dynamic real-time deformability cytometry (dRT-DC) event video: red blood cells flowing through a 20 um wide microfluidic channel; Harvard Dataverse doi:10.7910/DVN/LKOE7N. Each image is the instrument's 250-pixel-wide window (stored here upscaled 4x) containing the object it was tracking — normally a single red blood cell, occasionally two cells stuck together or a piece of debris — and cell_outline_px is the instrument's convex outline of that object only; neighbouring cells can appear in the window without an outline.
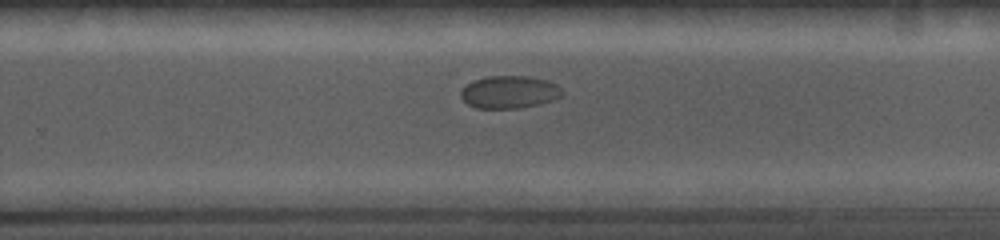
{"species": "common noctule bat (a hibernating species)", "species_latin": "Nyctalus noctula", "temperature_condition": "cold", "stored_images_in_passage": 19, "camera_frame_rate_fps": 5000, "um_per_image_px": 0.085, "animal": {"sex": "female", "body_mass_g": 19.0, "forearm_length_mm": 56.7}, "frame": {"image": 1, "passage_image": 16, "time_ms": 6.2, "image_size_px": [1000, 240], "cell_outline_px": [[564, 96], [540, 104], [520, 108], [476, 108], [468, 104], [460, 96], [460, 92], [472, 80], [488, 76], [528, 76], [548, 80], [556, 84], [564, 92]], "centroid_in_image_um": [43.33, 7.82], "position_along_channel_um": 286.5, "area_um2": 19.36}}
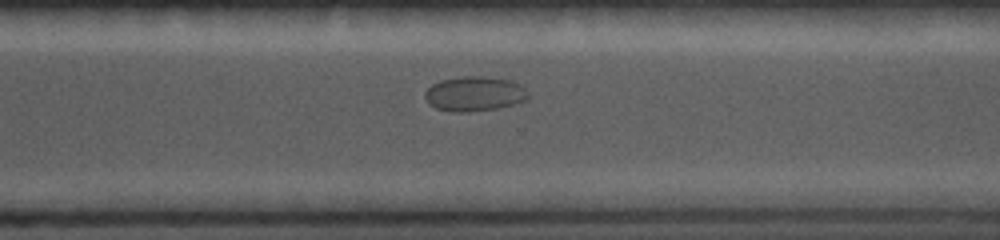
{"frame": {"image": 2, "passage_image": 19, "time_ms": 7.4, "image_size_px": [1000, 240], "cell_outline_px": [[528, 100], [496, 108], [468, 112], [452, 112], [436, 108], [428, 104], [424, 96], [424, 92], [432, 84], [440, 80], [464, 76], [484, 76], [512, 80], [520, 84], [528, 92]], "centroid_in_image_um": [40.31, 7.97], "position_along_channel_um": 330.3, "area_um2": 21.04}}